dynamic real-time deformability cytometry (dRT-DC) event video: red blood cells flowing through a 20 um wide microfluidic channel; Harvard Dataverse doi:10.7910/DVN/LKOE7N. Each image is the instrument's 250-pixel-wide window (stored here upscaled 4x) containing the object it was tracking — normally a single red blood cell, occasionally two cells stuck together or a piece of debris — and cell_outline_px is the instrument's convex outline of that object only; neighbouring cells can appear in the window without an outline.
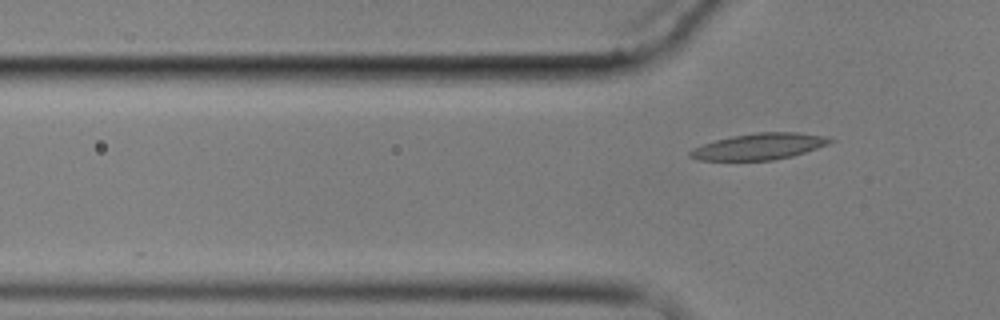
{"species": "common noctule bat (a hibernating species)", "species_latin": "Nyctalus noctula", "temperature_condition": "cold", "stored_images_in_passage": 5, "camera_frame_rate_fps": 3000, "um_per_image_px": 0.085, "animal": {"sex": "male", "body_mass_g": 17.9}, "frame": {"image": 1, "passage_image": 5, "time_ms": 5.667, "image_size_px": [1000, 320], "cell_outline_px": [[836, 140], [828, 144], [792, 156], [772, 160], [696, 160], [688, 156], [688, 152], [692, 148], [716, 140], [732, 136], [756, 132], [796, 132], [824, 136]], "centroid_in_image_um": [64.5, 12.45], "position_along_channel_um": 61.3, "area_um2": 21.33}}